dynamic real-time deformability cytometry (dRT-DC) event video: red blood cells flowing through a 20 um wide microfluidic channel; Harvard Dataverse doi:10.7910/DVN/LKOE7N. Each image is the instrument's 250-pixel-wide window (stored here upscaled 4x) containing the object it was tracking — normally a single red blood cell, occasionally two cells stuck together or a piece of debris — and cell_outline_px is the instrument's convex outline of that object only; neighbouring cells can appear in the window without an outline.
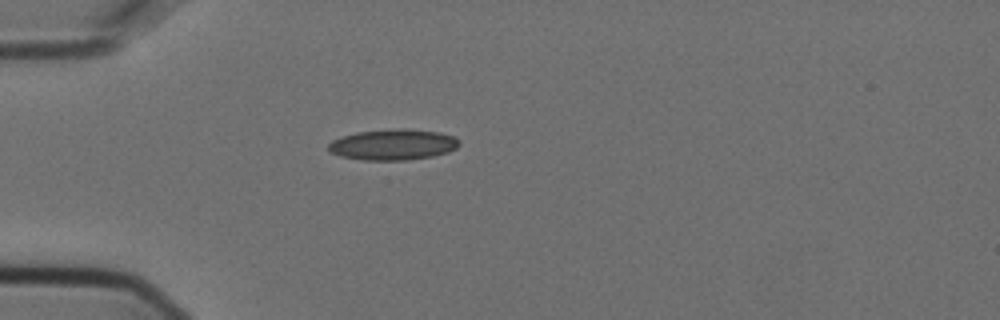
{"species": "Egyptian fruit bat (a non-hibernating species)", "species_latin": "Rousettus aegyptiacus", "temperature_condition": "cold", "stored_images_in_passage": 1, "camera_frame_rate_fps": 3000, "um_per_image_px": 0.085, "animal": {"sex": "female"}, "frame": {"image": 1, "passage_image": 1, "time_ms": 0.0, "image_size_px": [1000, 320], "cell_outline_px": [[460, 144], [456, 148], [448, 152], [432, 156], [404, 160], [364, 160], [340, 156], [328, 152], [328, 144], [332, 140], [356, 132], [404, 128], [440, 132], [452, 136], [460, 140]], "centroid_in_image_um": [33.4, 12.29], "position_along_channel_um": 51.6, "area_um2": 23.47}}